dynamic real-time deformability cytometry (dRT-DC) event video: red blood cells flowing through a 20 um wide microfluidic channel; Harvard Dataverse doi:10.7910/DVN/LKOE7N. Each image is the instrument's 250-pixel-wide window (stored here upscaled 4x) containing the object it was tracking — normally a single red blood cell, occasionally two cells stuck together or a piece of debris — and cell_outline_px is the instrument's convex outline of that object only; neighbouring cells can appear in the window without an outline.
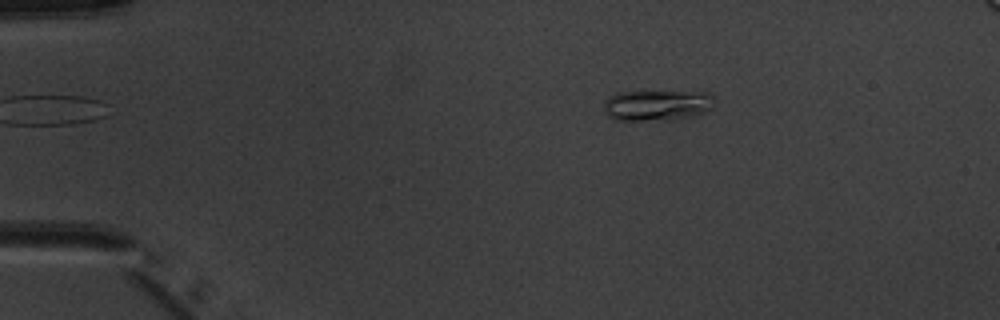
{"species": "common noctule bat (a hibernating species)", "species_latin": "Nyctalus noctula", "temperature_condition": "warm", "stored_images_in_passage": 4, "camera_frame_rate_fps": 3000, "um_per_image_px": 0.085, "animal": {"sex": "male", "body_mass_g": 20.1, "forearm_length_mm": 53.5}, "frame": {"image": 1, "passage_image": 1, "time_ms": 0.0, "image_size_px": [1000, 320], "cell_outline_px": [[716, 100], [712, 108], [708, 112], [700, 116], [672, 120], [612, 120], [604, 112], [604, 100], [608, 96], [616, 92], [708, 92]], "centroid_in_image_um": [55.88, 8.96], "position_along_channel_um": 29.1, "area_um2": 20.4}}